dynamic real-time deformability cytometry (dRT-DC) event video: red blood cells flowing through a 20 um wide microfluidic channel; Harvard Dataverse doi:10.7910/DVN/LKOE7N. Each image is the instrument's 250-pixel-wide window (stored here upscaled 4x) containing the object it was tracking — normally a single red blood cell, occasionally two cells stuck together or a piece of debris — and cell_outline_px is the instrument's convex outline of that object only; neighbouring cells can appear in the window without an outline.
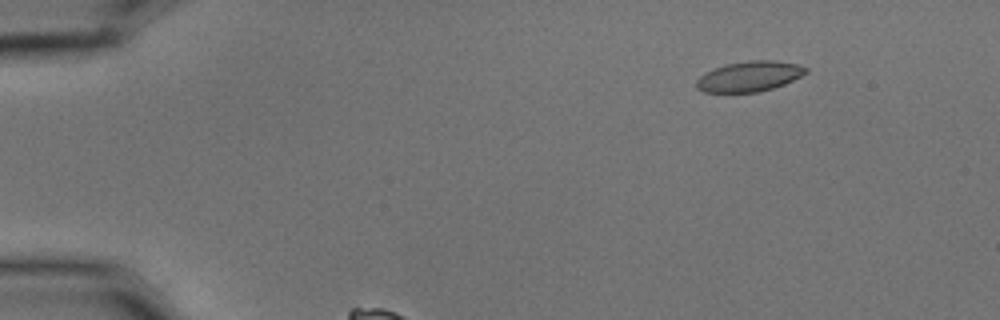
{"species": "common noctule bat (a hibernating species)", "species_latin": "Nyctalus noctula", "temperature_condition": "cold", "stored_images_in_passage": 5, "camera_frame_rate_fps": 3000, "um_per_image_px": 0.085, "animal": {"sex": "male", "body_mass_g": 15.6}, "frame": {"image": 1, "passage_image": 2, "time_ms": 0.333, "image_size_px": [1000, 320], "cell_outline_px": [[808, 72], [784, 84], [772, 88], [756, 92], [704, 92], [696, 88], [696, 80], [700, 76], [724, 64], [748, 60], [772, 60], [796, 64], [808, 68]], "centroid_in_image_um": [63.69, 6.49], "position_along_channel_um": 21.3, "area_um2": 19.13}}